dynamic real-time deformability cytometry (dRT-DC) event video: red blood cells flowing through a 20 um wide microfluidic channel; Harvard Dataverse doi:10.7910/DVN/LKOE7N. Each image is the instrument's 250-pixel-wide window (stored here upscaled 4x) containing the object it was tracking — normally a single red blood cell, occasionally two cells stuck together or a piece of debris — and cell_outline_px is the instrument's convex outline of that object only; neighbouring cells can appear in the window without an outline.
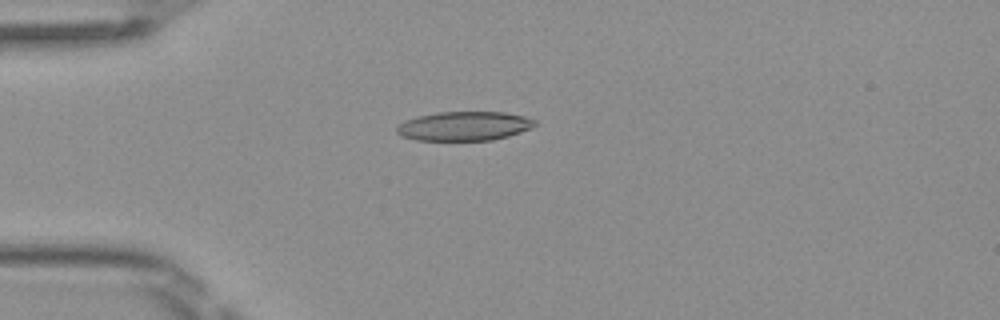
{"species": "Egyptian fruit bat (a non-hibernating species)", "species_latin": "Rousettus aegyptiacus", "temperature_condition": "room temperature", "stored_images_in_passage": 3, "camera_frame_rate_fps": 3000, "um_per_image_px": 0.085, "frame": {"image": 1, "passage_image": 3, "time_ms": 0.667, "image_size_px": [1000, 320], "cell_outline_px": [[536, 124], [532, 128], [508, 136], [492, 140], [416, 140], [400, 136], [396, 132], [396, 128], [400, 124], [416, 116], [436, 112], [504, 112], [524, 116], [536, 120]], "centroid_in_image_um": [39.46, 10.71], "position_along_channel_um": 45.5, "area_um2": 23.47}}